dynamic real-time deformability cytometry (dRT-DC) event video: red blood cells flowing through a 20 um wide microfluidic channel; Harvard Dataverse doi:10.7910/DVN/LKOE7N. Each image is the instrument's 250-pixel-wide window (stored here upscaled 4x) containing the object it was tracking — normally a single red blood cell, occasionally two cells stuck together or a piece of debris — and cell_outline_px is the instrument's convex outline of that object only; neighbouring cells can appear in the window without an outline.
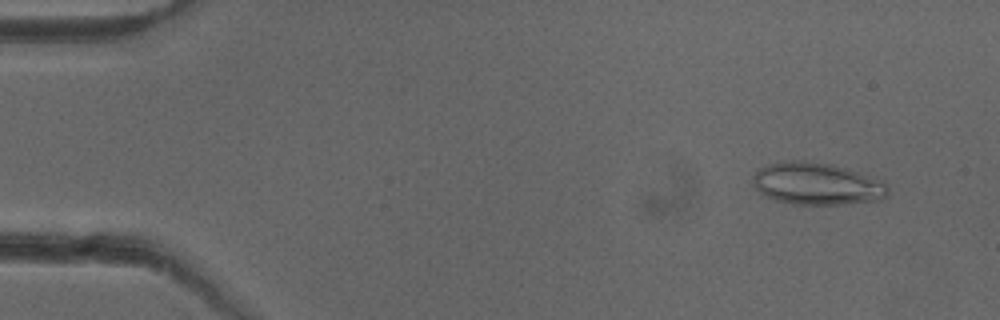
{"species": "common noctule bat (a hibernating species)", "species_latin": "Nyctalus noctula", "temperature_condition": "cold", "stored_images_in_passage": 51, "camera_frame_rate_fps": 3000, "um_per_image_px": 0.085, "animal": {"sex": "female"}, "frame": {"image": 1, "passage_image": 4, "time_ms": 1.0, "image_size_px": [1000, 320], "cell_outline_px": [[888, 196], [880, 200], [840, 204], [792, 204], [776, 200], [760, 192], [752, 184], [752, 176], [760, 168], [768, 164], [792, 160], [800, 160], [832, 164], [848, 168], [884, 180], [888, 184]], "centroid_in_image_um": [69.48, 15.61], "position_along_channel_um": 15.5, "area_um2": 33.41}}
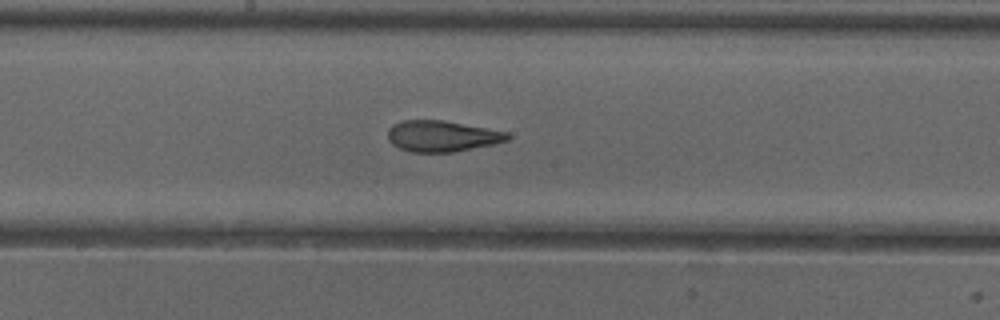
{"frame": {"image": 2, "passage_image": 27, "time_ms": 8.667, "image_size_px": [1000, 320], "cell_outline_px": [[512, 136], [508, 140], [492, 144], [452, 152], [412, 152], [400, 148], [392, 144], [388, 140], [388, 128], [392, 124], [404, 120], [444, 120], [508, 132]], "centroid_in_image_um": [37.55, 11.56], "position_along_channel_um": 210.6, "area_um2": 21.62}}
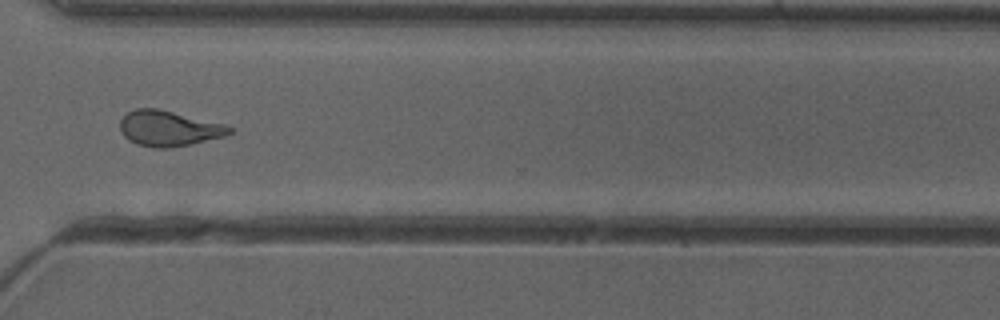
{"frame": {"image": 3, "passage_image": 38, "time_ms": 12.333, "image_size_px": [1000, 320], "cell_outline_px": [[236, 128], [232, 132], [224, 136], [192, 144], [168, 148], [156, 148], [136, 144], [128, 140], [124, 136], [120, 128], [120, 120], [128, 112], [136, 108], [156, 108], [224, 124]], "centroid_in_image_um": [14.35, 10.92], "position_along_channel_um": 356.3, "area_um2": 22.54}, "authors_computed_cell_mechanics": {"area_um2": 23.0044, "velocity_mm_per_s": 3.9912, "shape_relaxation_time_tau1_ms": null, "shape_relaxation_time_tau2_ms": 1.5221, "deformation_change_tau1": null, "deformation_change_tau2": 0.1027}}